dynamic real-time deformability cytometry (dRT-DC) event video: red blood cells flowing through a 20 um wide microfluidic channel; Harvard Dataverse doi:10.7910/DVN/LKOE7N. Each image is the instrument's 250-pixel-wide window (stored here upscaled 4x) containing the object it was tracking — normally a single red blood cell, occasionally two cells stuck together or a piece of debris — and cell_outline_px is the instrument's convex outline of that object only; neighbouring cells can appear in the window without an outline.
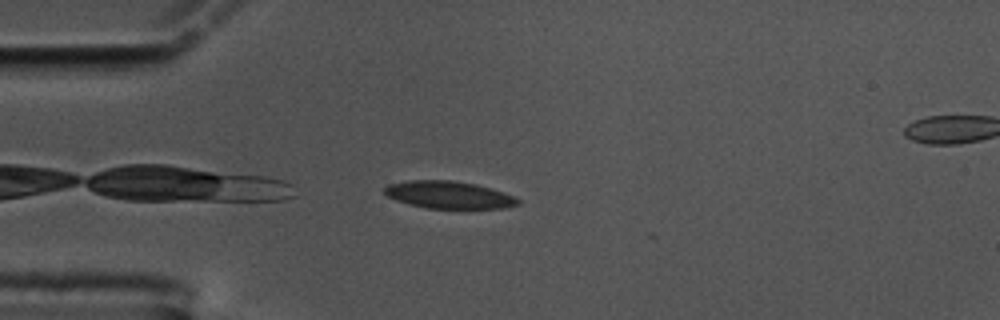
{"species": "common noctule bat (a hibernating species)", "species_latin": "Nyctalus noctula", "temperature_condition": "cold", "stored_images_in_passage": 45, "camera_frame_rate_fps": 3000, "um_per_image_px": 0.085, "animal": {"sex": "male", "body_mass_g": 17.5, "forearm_length_mm": 52.3}, "frame": {"image": 1, "passage_image": 2, "time_ms": 0.333, "image_size_px": [1000, 320], "cell_outline_px": [[520, 204], [504, 208], [428, 208], [408, 204], [396, 200], [388, 196], [384, 192], [384, 188], [388, 184], [408, 180], [452, 180], [476, 184], [504, 192], [520, 200]], "centroid_in_image_um": [38.14, 16.55], "position_along_channel_um": 46.9, "area_um2": 21.21}}
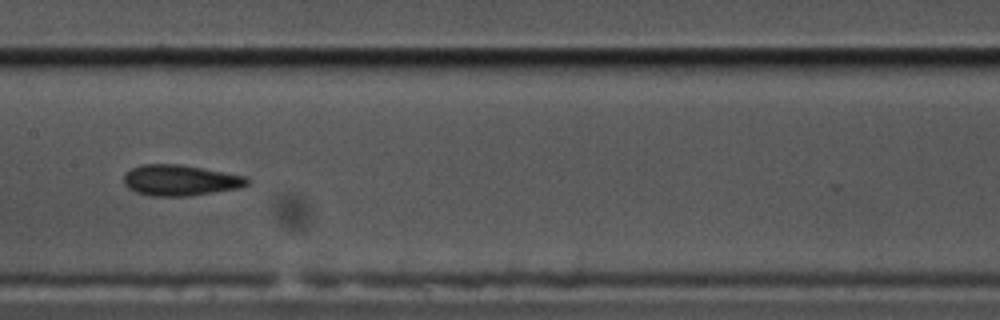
{"frame": {"image": 2, "passage_image": 16, "time_ms": 5.0, "image_size_px": [1000, 320], "cell_outline_px": [[252, 180], [248, 184], [240, 188], [188, 196], [152, 196], [136, 192], [128, 188], [124, 184], [124, 172], [140, 164], [180, 164], [248, 176]], "centroid_in_image_um": [15.34, 15.32], "position_along_channel_um": 192.1, "area_um2": 22.43}}
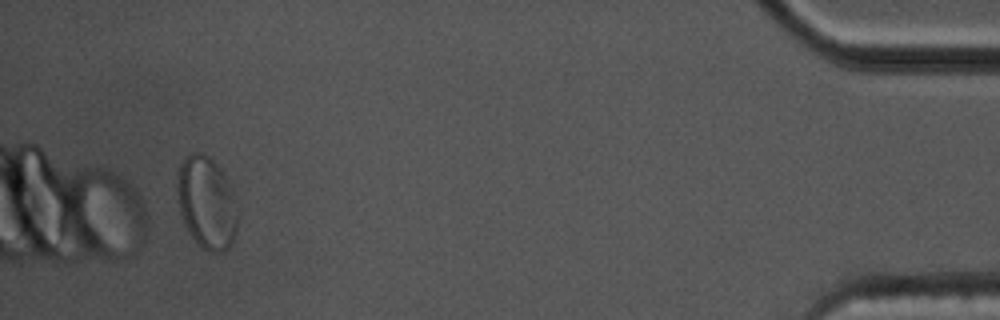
{"frame": {"image": 3, "passage_image": 42, "time_ms": 13.667, "image_size_px": [1000, 320], "cell_outline_px": [[240, 216], [236, 232], [228, 248], [220, 252], [208, 252], [188, 232], [184, 224], [180, 212], [176, 188], [176, 172], [184, 156], [188, 152], [204, 152], [220, 168], [240, 208]], "centroid_in_image_um": [17.56, 17.2], "position_along_channel_um": 417.6, "area_um2": 33.12}, "authors_computed_cell_mechanics": {"area_um2": 21.964, "velocity_mm_per_s": 3.4325, "shape_relaxation_time_tau1_ms": 8.7518, "shape_relaxation_time_tau2_ms": 4.0989, "deformation_change_tau1": 0.1296, "deformation_change_tau2": 0.096}}